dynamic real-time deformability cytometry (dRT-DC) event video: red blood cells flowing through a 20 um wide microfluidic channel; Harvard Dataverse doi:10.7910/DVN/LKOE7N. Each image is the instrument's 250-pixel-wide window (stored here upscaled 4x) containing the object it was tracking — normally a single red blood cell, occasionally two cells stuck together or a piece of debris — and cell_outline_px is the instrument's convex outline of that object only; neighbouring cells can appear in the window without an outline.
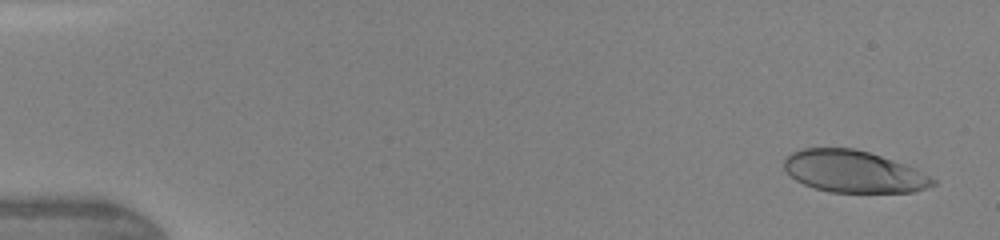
{"species": "human", "species_latin": "Homo sapiens", "temperature_condition": "warm", "stored_images_in_passage": 46, "camera_frame_rate_fps": 3000, "um_per_image_px": 0.085, "donor": {"sex": "female"}, "frame": {"image": 1, "passage_image": 2, "time_ms": 0.333, "image_size_px": [1000, 240], "cell_outline_px": [[936, 184], [912, 192], [832, 192], [816, 188], [804, 184], [796, 180], [784, 168], [784, 160], [792, 152], [800, 148], [852, 148], [868, 152], [916, 168], [936, 180]], "centroid_in_image_um": [72.55, 14.58], "position_along_channel_um": 12.4, "area_um2": 36.01}}
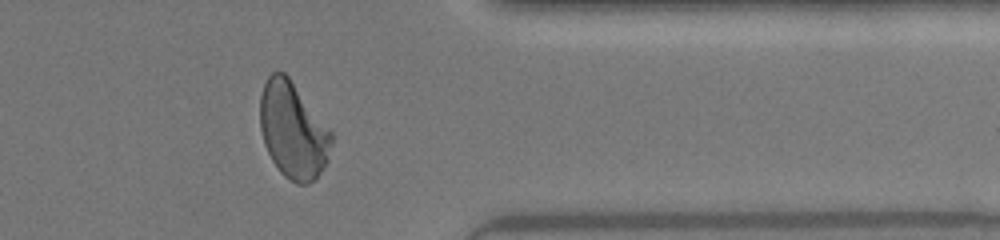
{"frame": {"image": 2, "passage_image": 38, "time_ms": 12.333, "image_size_px": [1000, 240], "cell_outline_px": [[332, 144], [328, 160], [324, 168], [308, 184], [296, 184], [288, 180], [280, 172], [272, 160], [264, 144], [260, 128], [260, 96], [264, 84], [268, 76], [272, 72], [284, 72], [288, 76], [332, 132]], "centroid_in_image_um": [24.9, 11.1], "position_along_channel_um": 386.5, "area_um2": 39.94}}
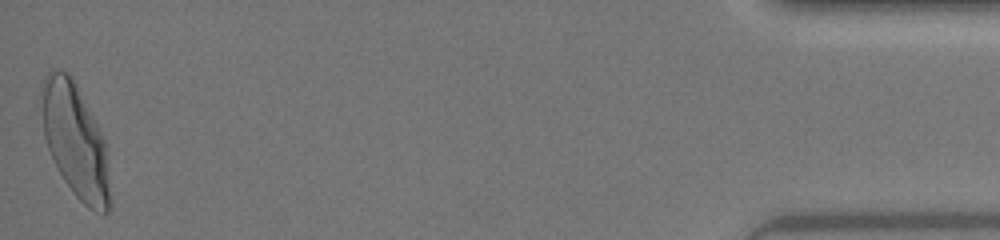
{"frame": {"image": 3, "passage_image": 46, "time_ms": 15.0, "image_size_px": [1000, 240], "cell_outline_px": [[112, 204], [108, 212], [104, 216], [88, 208], [76, 196], [64, 180], [48, 148], [44, 136], [44, 76], [48, 72], [56, 68], [68, 72], [92, 116], [104, 140]], "centroid_in_image_um": [6.45, 12.07], "position_along_channel_um": 428.8, "area_um2": 43.99}, "authors_computed_cell_mechanics": {"area_um2": 39.5352, "velocity_mm_per_s": 4.3494, "shape_relaxation_time_tau1_ms": 3.409, "shape_relaxation_time_tau2_ms": null, "deformation_change_tau1": 0.1894, "deformation_change_tau2": null}}